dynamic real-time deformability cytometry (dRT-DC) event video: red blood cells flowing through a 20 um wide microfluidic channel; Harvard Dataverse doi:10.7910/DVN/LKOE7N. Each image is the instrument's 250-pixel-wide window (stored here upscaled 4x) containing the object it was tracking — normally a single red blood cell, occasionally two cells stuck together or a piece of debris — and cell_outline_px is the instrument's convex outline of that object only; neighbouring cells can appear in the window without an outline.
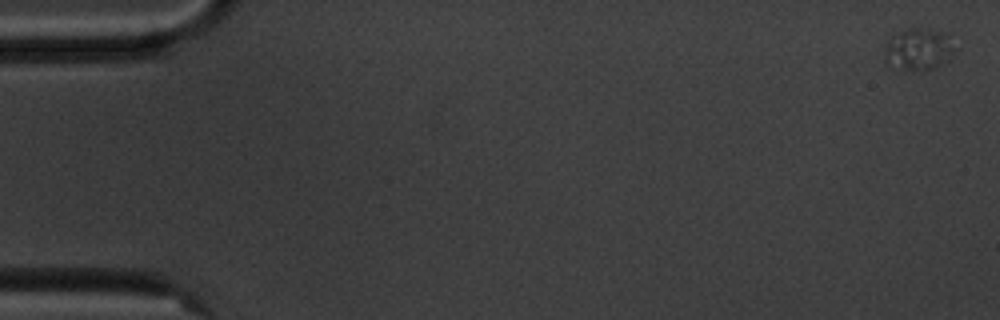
{"species": "common noctule bat (a hibernating species)", "species_latin": "Nyctalus noctula", "temperature_condition": "cold", "stored_images_in_passage": 6, "camera_frame_rate_fps": 3000, "um_per_image_px": 0.085, "animal": {"sex": "male", "body_mass_g": 20.1, "forearm_length_mm": 53.5}, "frame": {"image": 1, "passage_image": 1, "time_ms": 0.0, "image_size_px": [1000, 320], "cell_outline_px": [[956, 48], [948, 60], [936, 68], [920, 72], [888, 68], [884, 64], [884, 44], [892, 36], [912, 28], [928, 28], [944, 32], [948, 36]], "centroid_in_image_um": [78.02, 4.24], "position_along_channel_um": 7.0, "area_um2": 17.8}}